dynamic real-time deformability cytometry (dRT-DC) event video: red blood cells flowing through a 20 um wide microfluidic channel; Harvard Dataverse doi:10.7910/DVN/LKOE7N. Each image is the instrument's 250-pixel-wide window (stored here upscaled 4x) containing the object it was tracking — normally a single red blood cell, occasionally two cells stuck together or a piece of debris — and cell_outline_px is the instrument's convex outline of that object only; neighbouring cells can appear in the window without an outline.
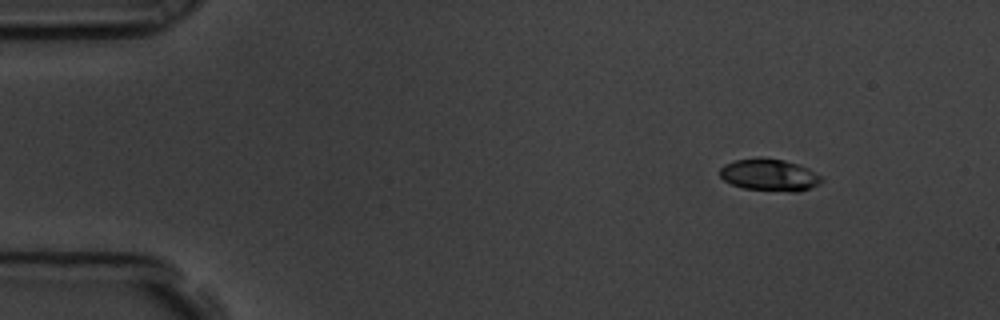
{"species": "common noctule bat (a hibernating species)", "species_latin": "Nyctalus noctula", "temperature_condition": "room temperature", "stored_images_in_passage": 52, "camera_frame_rate_fps": 3000, "um_per_image_px": 0.085, "animal": {"sex": "male", "body_mass_g": 19.5, "forearm_length_mm": 54.6}, "frame": {"image": 1, "passage_image": 1, "time_ms": 0.0, "image_size_px": [1000, 320], "cell_outline_px": [[824, 180], [820, 184], [800, 192], [792, 192], [744, 188], [732, 184], [724, 180], [720, 176], [720, 168], [724, 164], [736, 160], [760, 156], [784, 160], [808, 168], [820, 176]], "centroid_in_image_um": [65.41, 14.86], "position_along_channel_um": 19.6, "area_um2": 19.07}}
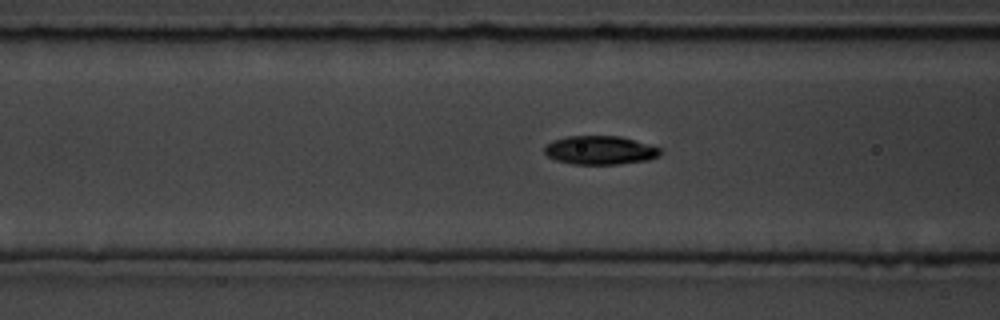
{"frame": {"image": 2, "passage_image": 17, "time_ms": 5.333, "image_size_px": [1000, 320], "cell_outline_px": [[664, 152], [648, 160], [616, 164], [572, 164], [556, 160], [548, 156], [544, 152], [544, 148], [552, 140], [568, 136], [620, 136], [664, 148]], "centroid_in_image_um": [51.04, 12.76], "position_along_channel_um": 115.6, "area_um2": 19.42}}
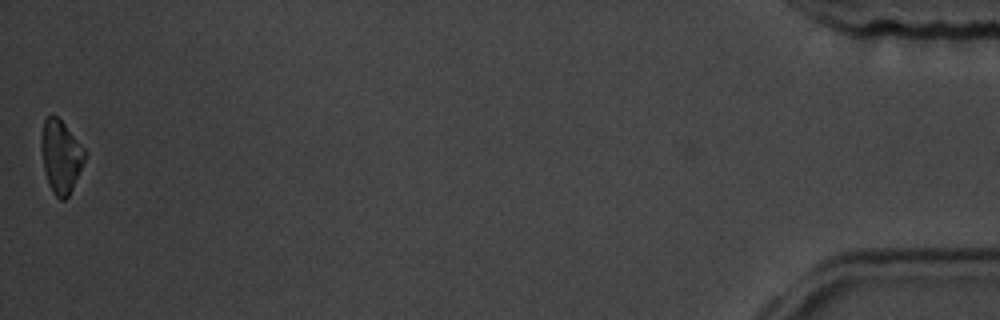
{"frame": {"image": 3, "passage_image": 52, "time_ms": 17.0, "image_size_px": [1000, 320], "cell_outline_px": [[84, 160], [72, 188], [68, 196], [64, 200], [60, 200], [52, 192], [48, 184], [44, 168], [40, 148], [40, 136], [44, 120], [48, 116], [56, 116], [64, 124], [84, 148]], "centroid_in_image_um": [5.12, 13.3], "position_along_channel_um": 430.1, "area_um2": 18.15}, "authors_computed_cell_mechanics": {"area_um2": 18.8428, "velocity_mm_per_s": 3.5243, "shape_relaxation_time_tau1_ms": 3.0402, "shape_relaxation_time_tau2_ms": null, "deformation_change_tau1": 0.0994, "deformation_change_tau2": null}}